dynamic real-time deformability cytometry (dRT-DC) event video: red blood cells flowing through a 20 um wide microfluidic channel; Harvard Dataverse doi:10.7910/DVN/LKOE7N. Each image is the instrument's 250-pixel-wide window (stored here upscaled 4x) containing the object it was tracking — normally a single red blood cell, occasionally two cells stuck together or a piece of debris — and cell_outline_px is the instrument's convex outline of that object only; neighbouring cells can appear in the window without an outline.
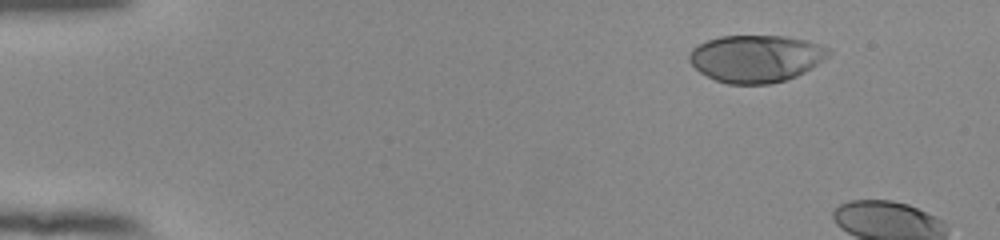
{"species": "human", "species_latin": "Homo sapiens", "temperature_condition": "room temperature", "stored_images_in_passage": 6, "camera_frame_rate_fps": 3000, "um_per_image_px": 0.085, "donor": {"sex": "female"}, "frame": {"image": 1, "passage_image": 1, "time_ms": 0.0, "image_size_px": [1000, 240], "cell_outline_px": [[832, 52], [824, 60], [812, 68], [796, 76], [784, 80], [768, 84], [728, 84], [716, 80], [700, 72], [688, 60], [688, 56], [692, 48], [708, 40], [720, 36], [784, 36], [804, 40], [820, 44], [832, 48]], "centroid_in_image_um": [64.29, 4.97], "position_along_channel_um": 20.7, "area_um2": 38.38}}